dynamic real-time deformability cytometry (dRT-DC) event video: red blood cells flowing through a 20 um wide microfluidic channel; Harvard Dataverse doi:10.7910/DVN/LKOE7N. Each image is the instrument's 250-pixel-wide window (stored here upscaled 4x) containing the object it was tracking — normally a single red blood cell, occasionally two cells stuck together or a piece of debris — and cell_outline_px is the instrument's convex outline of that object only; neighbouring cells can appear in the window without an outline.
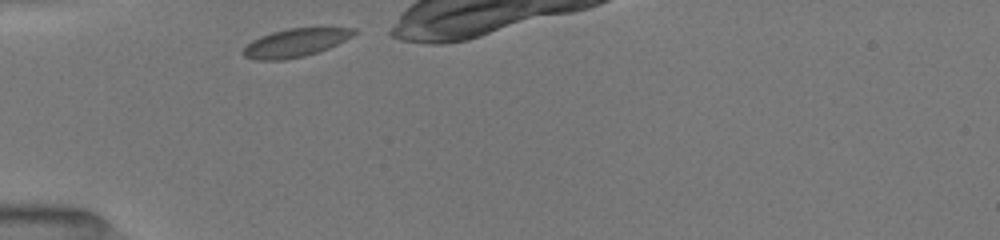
{"species": "common noctule bat (a hibernating species)", "species_latin": "Nyctalus noctula", "temperature_condition": "room temperature", "stored_images_in_passage": 26, "camera_frame_rate_fps": 3000, "um_per_image_px": 0.085, "animal": {"sex": "female", "body_mass_g": 19.5, "forearm_length_mm": 54.1}, "frame": {"image": 1, "passage_image": 1, "time_ms": 0.0, "image_size_px": [1000, 240], "cell_outline_px": [[356, 32], [352, 36], [320, 52], [304, 56], [284, 60], [256, 60], [244, 56], [240, 52], [252, 40], [260, 36], [272, 32], [288, 28], [356, 28]], "centroid_in_image_um": [25.07, 3.64], "position_along_channel_um": 59.9, "area_um2": 18.15}}
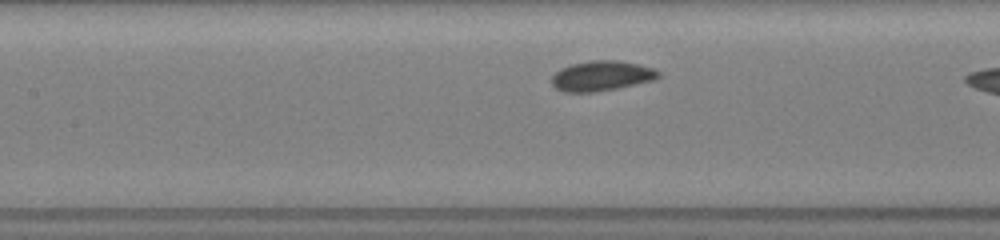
{"frame": {"image": 2, "passage_image": 9, "time_ms": 2.667, "image_size_px": [1000, 240], "cell_outline_px": [[660, 76], [656, 80], [620, 88], [596, 92], [564, 92], [556, 88], [552, 84], [552, 76], [560, 68], [572, 64], [592, 60], [620, 60], [652, 68], [660, 72]], "centroid_in_image_um": [51.15, 6.46], "position_along_channel_um": 156.2, "area_um2": 18.84}}
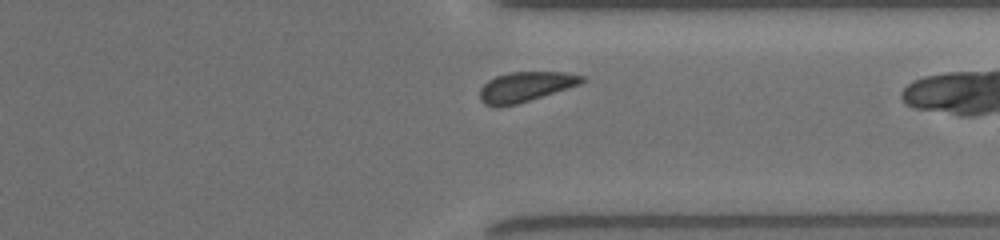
{"frame": {"image": 3, "passage_image": 25, "time_ms": 8.0, "image_size_px": [1000, 240], "cell_outline_px": [[588, 80], [580, 84], [516, 104], [500, 108], [496, 108], [484, 104], [480, 100], [480, 88], [488, 80], [496, 76], [508, 72], [564, 72], [584, 76]], "centroid_in_image_um": [44.63, 7.38], "position_along_channel_um": 366.8, "area_um2": 17.86}}